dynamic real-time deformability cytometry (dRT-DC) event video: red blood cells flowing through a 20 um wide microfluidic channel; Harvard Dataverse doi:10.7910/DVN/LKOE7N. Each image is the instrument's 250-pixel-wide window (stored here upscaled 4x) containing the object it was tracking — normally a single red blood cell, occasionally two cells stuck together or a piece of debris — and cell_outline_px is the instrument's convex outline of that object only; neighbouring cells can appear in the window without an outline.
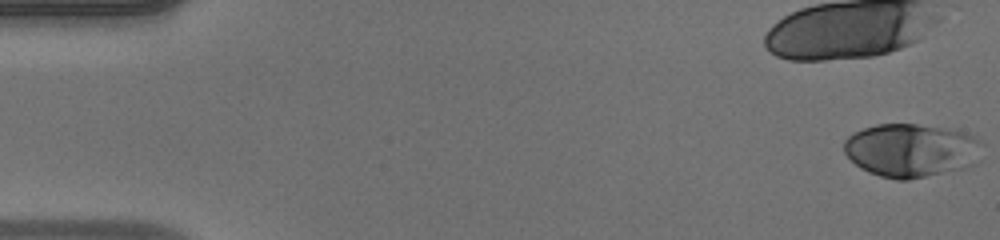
{"species": "human", "species_latin": "Homo sapiens", "temperature_condition": "warm", "stored_images_in_passage": 14, "camera_frame_rate_fps": 3000, "um_per_image_px": 0.085, "donor": {"sex": "male"}, "frame": {"image": 1, "passage_image": 1, "time_ms": 0.0, "image_size_px": [1000, 240], "cell_outline_px": [[976, 140], [956, 168], [908, 180], [896, 180], [880, 176], [868, 172], [860, 168], [844, 152], [844, 140], [848, 136], [864, 128], [876, 124], [916, 124], [940, 128], [960, 132], [972, 136]], "centroid_in_image_um": [77.08, 12.75], "position_along_channel_um": 7.9, "area_um2": 39.94}}